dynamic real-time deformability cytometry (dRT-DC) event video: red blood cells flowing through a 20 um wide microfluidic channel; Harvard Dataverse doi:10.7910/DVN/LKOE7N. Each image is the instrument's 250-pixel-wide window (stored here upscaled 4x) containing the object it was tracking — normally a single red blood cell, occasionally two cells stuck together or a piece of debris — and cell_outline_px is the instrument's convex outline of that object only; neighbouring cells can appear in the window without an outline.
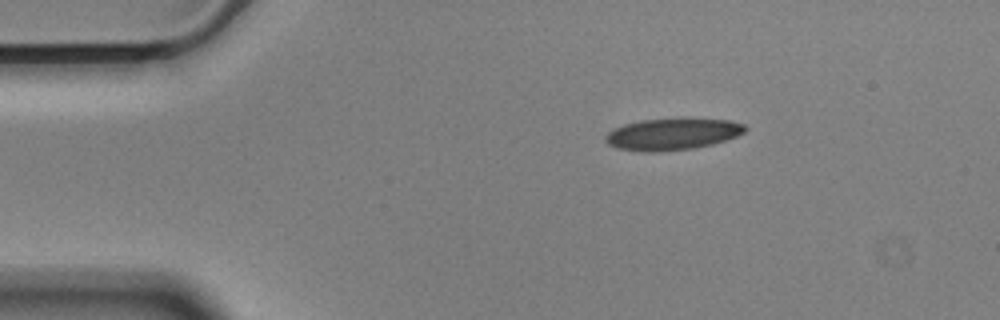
{"species": "Egyptian fruit bat (a non-hibernating species)", "species_latin": "Rousettus aegyptiacus", "temperature_condition": "cold", "stored_images_in_passage": 48, "camera_frame_rate_fps": 3000, "um_per_image_px": 0.085, "animal": {"sex": "male"}, "frame": {"image": 1, "passage_image": 1, "time_ms": 0.0, "image_size_px": [1000, 320], "cell_outline_px": [[748, 128], [744, 132], [736, 136], [712, 144], [696, 148], [660, 152], [644, 152], [616, 148], [608, 144], [604, 140], [604, 136], [612, 128], [624, 124], [640, 120], [680, 116], [728, 120], [744, 124]], "centroid_in_image_um": [57.13, 11.37], "position_along_channel_um": 27.9, "area_um2": 26.7}}
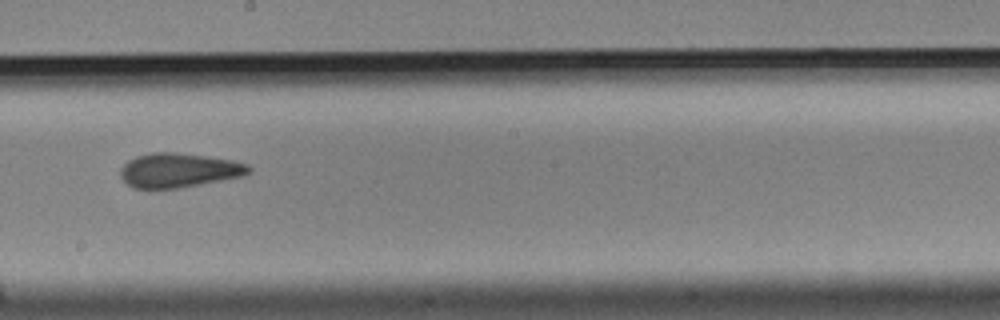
{"frame": {"image": 2, "passage_image": 23, "time_ms": 7.333, "image_size_px": [1000, 320], "cell_outline_px": [[252, 168], [244, 176], [180, 188], [132, 188], [120, 176], [120, 168], [128, 160], [136, 156], [152, 152], [176, 152], [232, 160], [248, 164]], "centroid_in_image_um": [15.19, 14.47], "position_along_channel_um": 233.0, "area_um2": 25.66}}
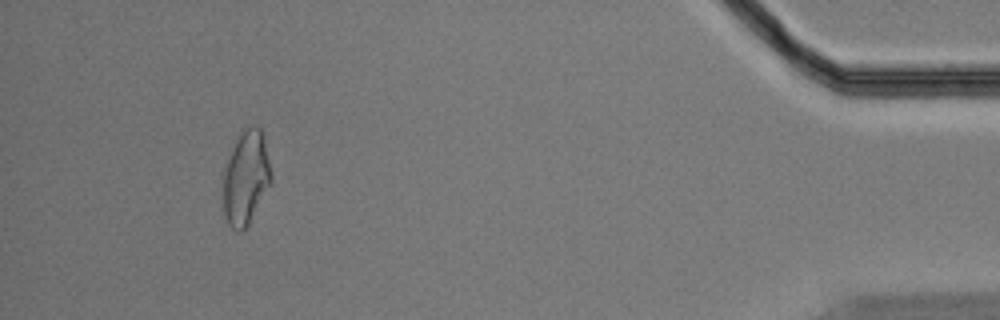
{"frame": {"image": 3, "passage_image": 44, "time_ms": 14.333, "image_size_px": [1000, 320], "cell_outline_px": [[272, 180], [248, 224], [240, 232], [236, 232], [228, 224], [224, 216], [220, 176], [236, 136], [244, 128], [252, 124], [256, 124], [260, 128], [264, 136], [272, 176]], "centroid_in_image_um": [20.84, 15.06], "position_along_channel_um": 414.4, "area_um2": 27.11}, "authors_computed_cell_mechanics": {"area_um2": 25.6632, "velocity_mm_per_s": 3.5305, "shape_relaxation_time_tau1_ms": null, "shape_relaxation_time_tau2_ms": 3.1081, "deformation_change_tau1": null, "deformation_change_tau2": 0.0911}}